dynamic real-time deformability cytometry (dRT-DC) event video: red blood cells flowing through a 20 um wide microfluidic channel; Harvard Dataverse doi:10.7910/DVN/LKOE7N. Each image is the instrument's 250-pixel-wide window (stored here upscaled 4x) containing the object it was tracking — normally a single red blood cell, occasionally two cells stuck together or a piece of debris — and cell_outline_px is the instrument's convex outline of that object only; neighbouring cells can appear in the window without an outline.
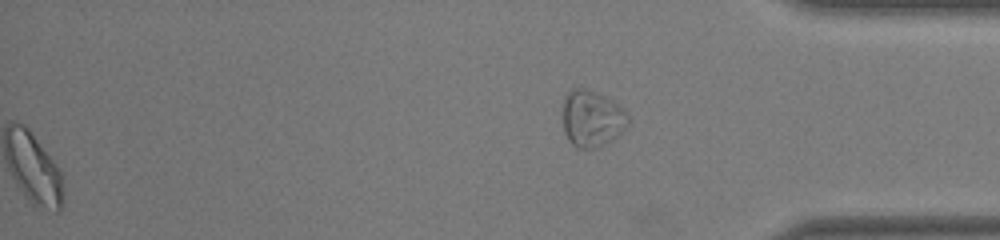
{"species": "common noctule bat (a hibernating species)", "species_latin": "Nyctalus noctula", "temperature_condition": "warm", "stored_images_in_passage": 40, "segment_of_instrument_passage": [2, 2], "camera_frame_rate_fps": 3000, "um_per_image_px": 0.085, "animal": {"sex": "male", "body_mass_g": 19.0, "forearm_length_mm": 50.8}, "frame": {"image": 1, "passage_image": 40, "time_ms": 13.0, "image_size_px": [1000, 240], "cell_outline_px": [[628, 124], [612, 140], [596, 148], [576, 148], [568, 140], [564, 132], [564, 96], [572, 88], [584, 88], [604, 96], [612, 100], [624, 108], [628, 112]], "centroid_in_image_um": [50.32, 10.08], "position_along_channel_um": 384.9, "area_um2": 21.44}}